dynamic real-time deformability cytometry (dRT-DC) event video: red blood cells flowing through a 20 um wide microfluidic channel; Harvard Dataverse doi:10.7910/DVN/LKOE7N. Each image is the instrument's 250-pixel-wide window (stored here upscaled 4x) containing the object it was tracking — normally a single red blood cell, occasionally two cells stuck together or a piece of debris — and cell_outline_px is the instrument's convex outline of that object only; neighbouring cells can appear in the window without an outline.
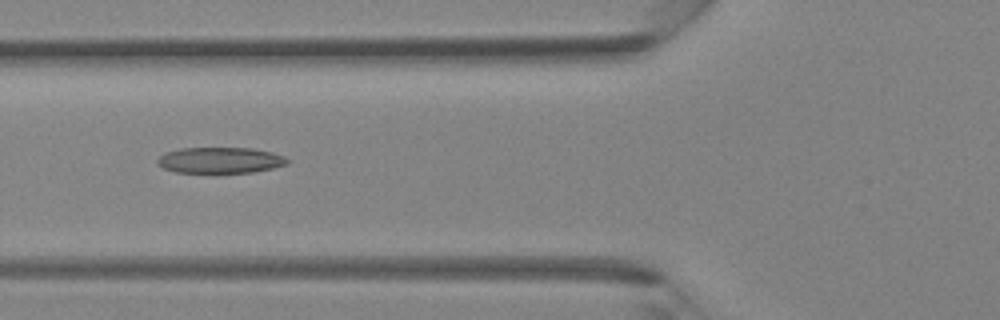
{"species": "Egyptian fruit bat (a non-hibernating species)", "species_latin": "Rousettus aegyptiacus", "temperature_condition": "room temperature", "stored_images_in_passage": 40, "camera_frame_rate_fps": 3000, "um_per_image_px": 0.085, "animal": {"sex": "female"}, "frame": {"image": 1, "passage_image": 15, "time_ms": 4.667, "image_size_px": [1000, 320], "cell_outline_px": [[288, 164], [272, 168], [252, 172], [216, 176], [176, 172], [164, 168], [156, 164], [156, 160], [164, 152], [180, 148], [252, 148], [272, 152], [284, 156], [288, 160]], "centroid_in_image_um": [18.67, 13.67], "position_along_channel_um": 107.1, "area_um2": 20.69}}
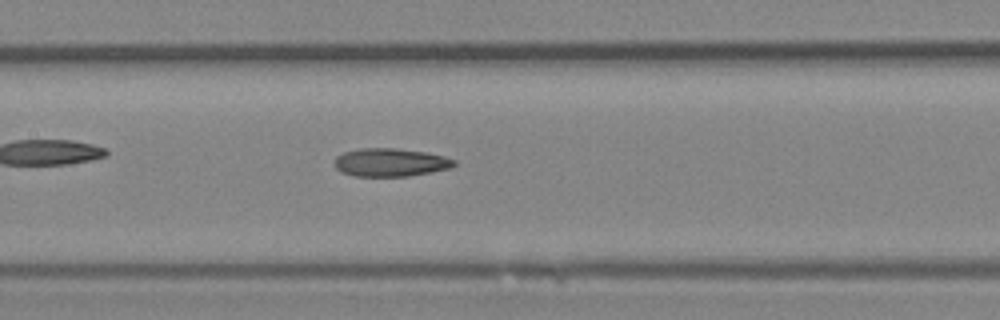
{"frame": {"image": 2, "passage_image": 19, "time_ms": 6.0, "image_size_px": [1000, 320], "cell_outline_px": [[456, 164], [452, 168], [408, 176], [356, 176], [340, 172], [332, 164], [336, 156], [344, 152], [360, 148], [396, 148], [424, 152], [444, 156], [456, 160]], "centroid_in_image_um": [33.16, 13.8], "position_along_channel_um": 174.2, "area_um2": 19.77}}
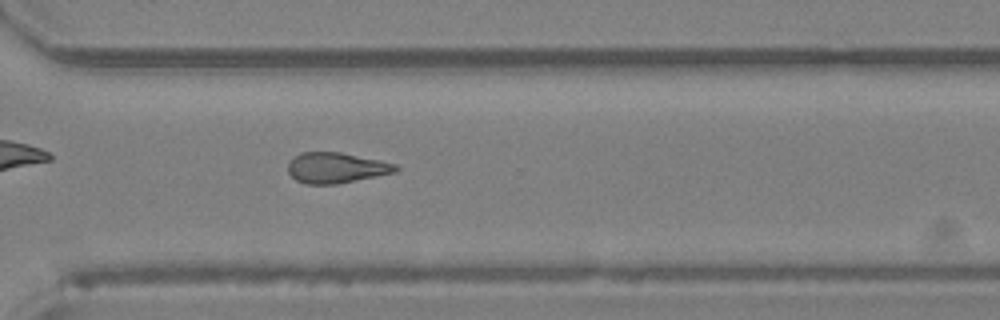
{"frame": {"image": 3, "passage_image": 29, "time_ms": 9.333, "image_size_px": [1000, 320], "cell_outline_px": [[400, 168], [396, 172], [336, 184], [304, 184], [296, 180], [288, 172], [288, 160], [300, 152], [340, 152], [380, 160], [396, 164]], "centroid_in_image_um": [28.55, 14.26], "position_along_channel_um": 342.1, "area_um2": 19.25}}